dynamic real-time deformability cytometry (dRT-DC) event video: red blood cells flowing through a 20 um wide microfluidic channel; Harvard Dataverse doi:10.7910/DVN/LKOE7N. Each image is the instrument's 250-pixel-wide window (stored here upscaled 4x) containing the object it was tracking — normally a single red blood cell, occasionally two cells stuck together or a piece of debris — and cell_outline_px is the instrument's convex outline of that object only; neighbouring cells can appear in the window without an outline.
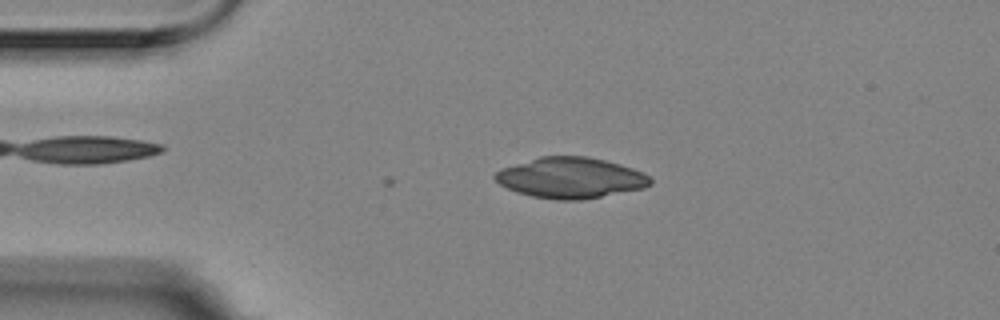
{"species": "Egyptian fruit bat (a non-hibernating species)", "species_latin": "Rousettus aegyptiacus", "temperature_condition": "room temperature", "stored_images_in_passage": 4, "camera_frame_rate_fps": 3000, "um_per_image_px": 0.085, "animal": {"sex": "female"}, "frame": {"image": 1, "passage_image": 2, "time_ms": 0.333, "image_size_px": [1000, 320], "cell_outline_px": [[652, 184], [644, 188], [580, 200], [556, 200], [532, 196], [516, 192], [500, 184], [492, 176], [500, 168], [540, 156], [588, 156], [620, 164], [644, 172], [652, 180]], "centroid_in_image_um": [48.49, 15.11], "position_along_channel_um": 36.5, "area_um2": 36.88}}